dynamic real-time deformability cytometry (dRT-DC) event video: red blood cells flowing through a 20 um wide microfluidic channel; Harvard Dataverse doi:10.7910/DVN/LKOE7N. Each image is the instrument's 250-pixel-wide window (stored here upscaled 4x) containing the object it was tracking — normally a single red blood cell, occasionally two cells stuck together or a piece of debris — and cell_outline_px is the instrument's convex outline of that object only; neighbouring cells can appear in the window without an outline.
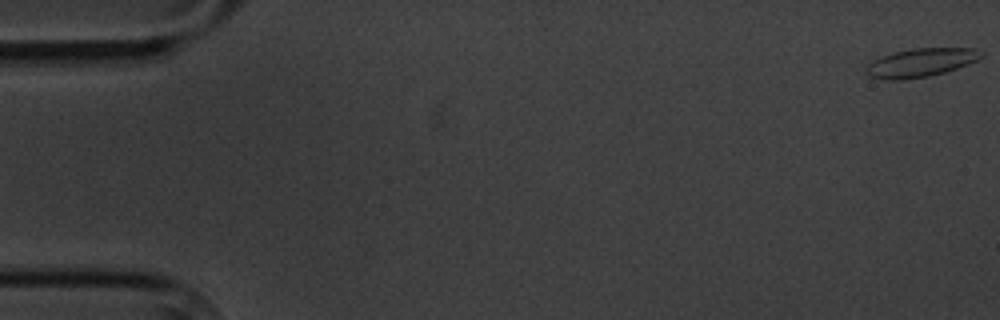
{"species": "common noctule bat (a hibernating species)", "species_latin": "Nyctalus noctula", "temperature_condition": "cold", "stored_images_in_passage": 6, "camera_frame_rate_fps": 3000, "um_per_image_px": 0.085, "animal": {"sex": "male", "body_mass_g": 20.1, "forearm_length_mm": 53.5}, "frame": {"image": 1, "passage_image": 1, "time_ms": 0.0, "image_size_px": [1000, 320], "cell_outline_px": [[984, 56], [968, 64], [944, 72], [928, 76], [900, 80], [888, 80], [868, 76], [868, 64], [872, 60], [880, 56], [912, 48], [976, 48]], "centroid_in_image_um": [78.26, 5.32], "position_along_channel_um": 6.7, "area_um2": 18.9}}
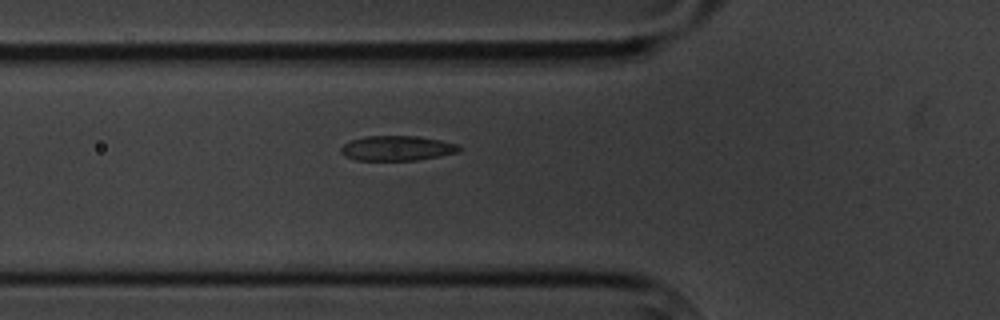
{"frame": {"image": 2, "passage_image": 6, "time_ms": 6.667, "image_size_px": [1000, 320], "cell_outline_px": [[464, 148], [460, 152], [440, 156], [416, 160], [356, 160], [344, 156], [340, 152], [340, 148], [344, 144], [352, 140], [364, 136], [416, 136], [440, 140], [460, 144]], "centroid_in_image_um": [33.79, 12.6], "position_along_channel_um": 92.0, "area_um2": 17.34}}